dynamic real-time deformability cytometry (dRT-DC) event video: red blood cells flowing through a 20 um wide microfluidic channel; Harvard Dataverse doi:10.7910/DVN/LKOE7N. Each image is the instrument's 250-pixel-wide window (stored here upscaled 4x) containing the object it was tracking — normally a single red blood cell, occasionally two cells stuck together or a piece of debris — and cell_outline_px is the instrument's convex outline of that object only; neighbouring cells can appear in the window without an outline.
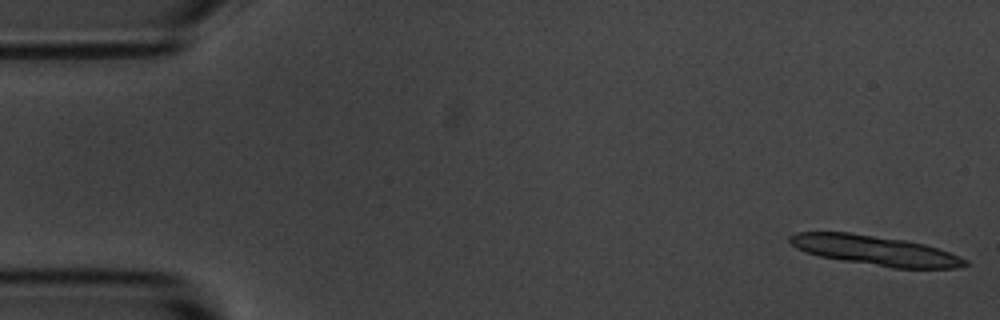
{"species": "common noctule bat (a hibernating species)", "species_latin": "Nyctalus noctula", "temperature_condition": "room temperature", "stored_images_in_passage": 13, "camera_frame_rate_fps": 3000, "um_per_image_px": 0.085, "animal": {"sex": "male", "body_mass_g": 20.1, "forearm_length_mm": 53.5}, "frame": {"image": 1, "passage_image": 1, "time_ms": 0.0, "image_size_px": [1000, 320], "cell_outline_px": [[972, 264], [956, 268], [892, 268], [820, 256], [804, 252], [796, 248], [788, 240], [788, 236], [796, 232], [848, 232], [908, 240], [924, 244], [960, 256], [968, 260]], "centroid_in_image_um": [74.41, 21.28], "position_along_channel_um": 10.6, "area_um2": 30.4}}